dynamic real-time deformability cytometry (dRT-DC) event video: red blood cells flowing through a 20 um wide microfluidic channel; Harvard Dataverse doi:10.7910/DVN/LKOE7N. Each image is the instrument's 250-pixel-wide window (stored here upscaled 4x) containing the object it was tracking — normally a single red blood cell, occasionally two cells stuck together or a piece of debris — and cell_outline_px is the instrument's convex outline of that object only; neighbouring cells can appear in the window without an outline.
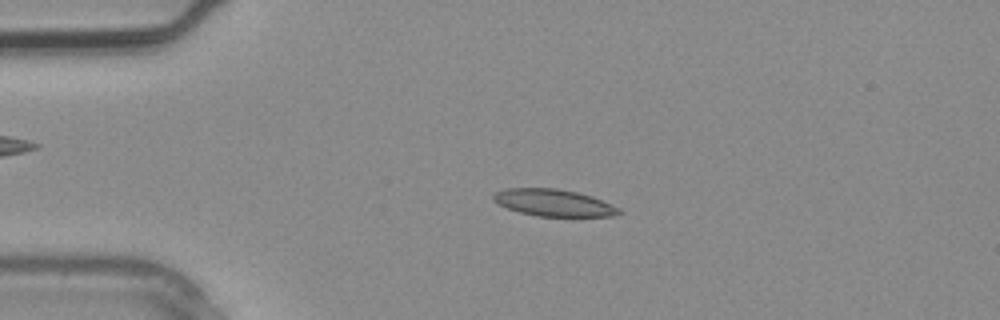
{"species": "common noctule bat (a hibernating species)", "species_latin": "Nyctalus noctula", "temperature_condition": "warm", "stored_images_in_passage": 3, "camera_frame_rate_fps": 3000, "um_per_image_px": 0.085, "animal": {"sex": "male", "body_mass_g": 20.4}, "frame": {"image": 1, "passage_image": 2, "time_ms": 0.333, "image_size_px": [1000, 320], "cell_outline_px": [[624, 212], [616, 216], [536, 216], [520, 212], [508, 208], [492, 200], [492, 196], [496, 192], [504, 188], [556, 188], [576, 192], [592, 196], [620, 208]], "centroid_in_image_um": [47.08, 17.23], "position_along_channel_um": 37.9, "area_um2": 19.71}}
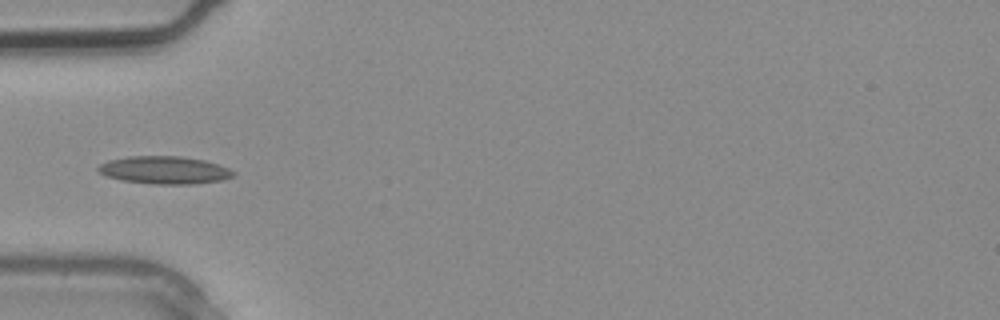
{"frame": {"image": 2, "passage_image": 3, "time_ms": 0.667, "image_size_px": [1000, 320], "cell_outline_px": [[236, 172], [232, 176], [220, 180], [196, 184], [152, 184], [124, 180], [108, 176], [100, 172], [96, 168], [100, 164], [108, 160], [128, 156], [180, 156], [204, 160], [220, 164]], "centroid_in_image_um": [14.0, 14.45], "position_along_channel_um": 71.0, "area_um2": 21.73}}